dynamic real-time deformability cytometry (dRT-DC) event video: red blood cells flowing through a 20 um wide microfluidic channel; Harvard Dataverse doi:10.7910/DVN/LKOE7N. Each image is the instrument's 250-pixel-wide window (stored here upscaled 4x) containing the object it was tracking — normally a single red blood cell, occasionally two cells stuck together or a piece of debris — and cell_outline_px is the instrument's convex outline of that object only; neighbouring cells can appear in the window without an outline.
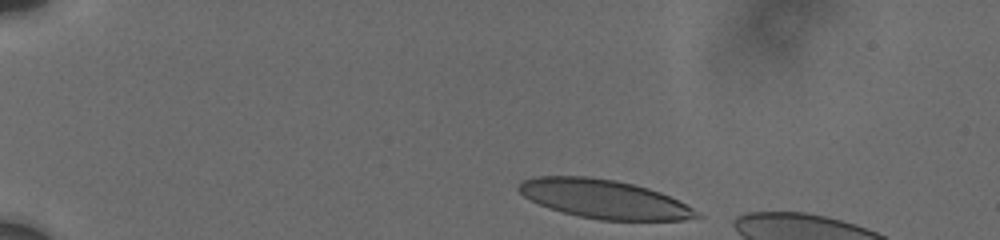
{"species": "human", "species_latin": "Homo sapiens", "temperature_condition": "cold", "stored_images_in_passage": 4, "camera_frame_rate_fps": 3000, "um_per_image_px": 0.085, "donor": {"sex": "male"}, "frame": {"image": 1, "passage_image": 1, "time_ms": 0.0, "image_size_px": [1000, 240], "cell_outline_px": [[704, 216], [684, 220], [600, 220], [580, 216], [548, 208], [524, 196], [516, 188], [520, 180], [536, 176], [588, 176], [616, 180], [648, 188], [660, 192], [692, 208]], "centroid_in_image_um": [51.31, 16.91], "position_along_channel_um": 33.7, "area_um2": 40.0}}